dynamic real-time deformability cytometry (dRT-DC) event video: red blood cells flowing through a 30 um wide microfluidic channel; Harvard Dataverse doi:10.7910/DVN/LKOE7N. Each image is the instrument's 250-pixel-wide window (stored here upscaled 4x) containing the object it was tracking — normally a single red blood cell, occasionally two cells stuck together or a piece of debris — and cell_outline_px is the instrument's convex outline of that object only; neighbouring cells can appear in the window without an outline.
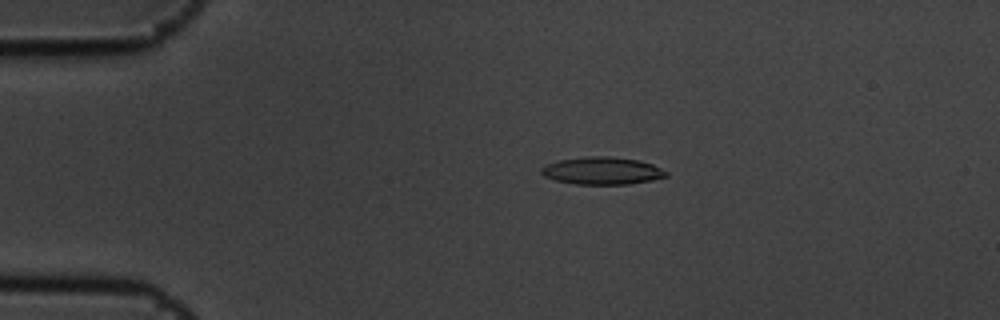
{"species": "common noctule bat (a hibernating species)", "species_latin": "Nyctalus noctula", "temperature_condition": "cold", "stored_images_in_passage": 7, "camera_frame_rate_fps": 3000, "um_per_image_px": 0.085, "animal": {"sex": "male", "body_mass_g": 19.5, "forearm_length_mm": 54.6}, "frame": {"image": 1, "passage_image": 2, "time_ms": 0.333, "image_size_px": [1000, 320], "cell_outline_px": [[668, 176], [652, 180], [628, 184], [576, 184], [556, 180], [544, 176], [540, 172], [540, 168], [556, 160], [584, 156], [608, 156], [640, 160], [652, 164], [668, 172]], "centroid_in_image_um": [51.17, 14.5], "position_along_channel_um": 33.8, "area_um2": 20.06}}
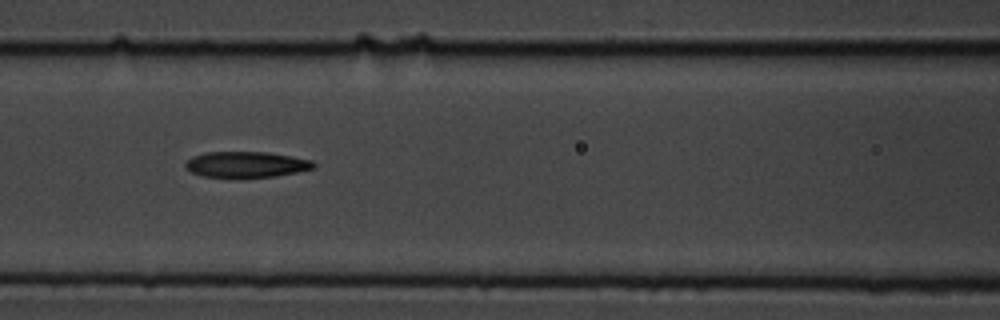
{"frame": {"image": 2, "passage_image": 6, "time_ms": 1.667, "image_size_px": [1000, 320], "cell_outline_px": [[316, 164], [312, 168], [296, 172], [276, 176], [200, 176], [192, 172], [184, 164], [192, 156], [208, 152], [268, 152], [292, 156], [312, 160]], "centroid_in_image_um": [20.94, 13.96], "position_along_channel_um": 145.7, "area_um2": 18.84}}
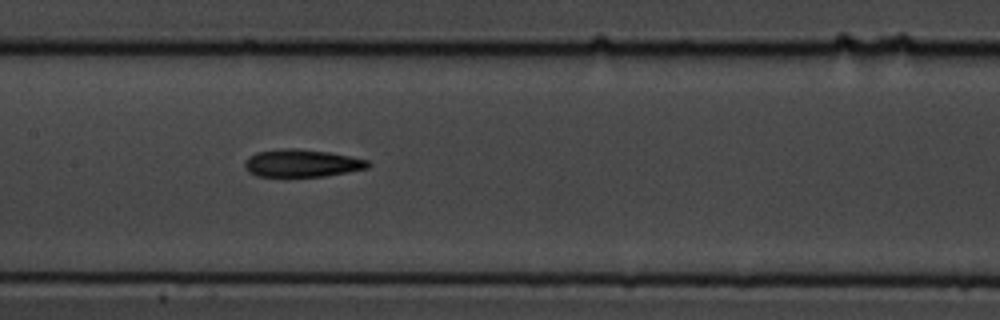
{"frame": {"image": 3, "passage_image": 7, "time_ms": 2.0, "image_size_px": [1000, 320], "cell_outline_px": [[372, 164], [368, 168], [348, 172], [324, 176], [256, 176], [248, 172], [244, 168], [244, 160], [248, 156], [256, 152], [284, 148], [296, 148], [328, 152], [368, 160]], "centroid_in_image_um": [25.62, 13.87], "position_along_channel_um": 181.8, "area_um2": 19.88}}